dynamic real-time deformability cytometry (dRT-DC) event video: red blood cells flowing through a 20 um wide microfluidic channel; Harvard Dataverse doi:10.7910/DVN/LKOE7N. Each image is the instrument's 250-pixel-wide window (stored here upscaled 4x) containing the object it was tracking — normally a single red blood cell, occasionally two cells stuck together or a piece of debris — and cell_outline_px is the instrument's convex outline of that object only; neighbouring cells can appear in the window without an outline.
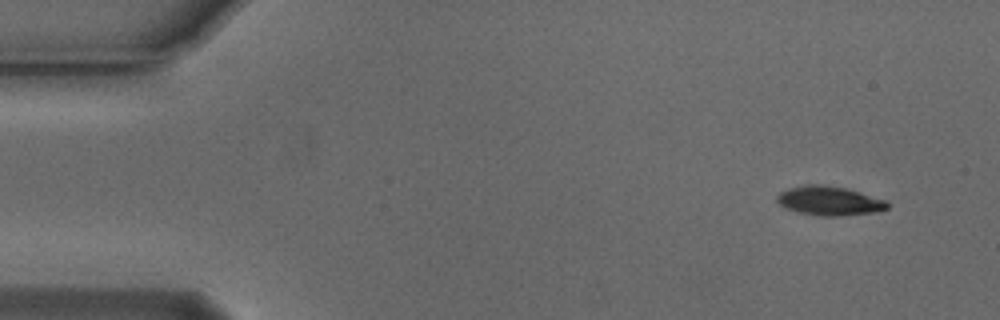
{"species": "Egyptian fruit bat (a non-hibernating species)", "species_latin": "Rousettus aegyptiacus", "temperature_condition": "cold", "stored_images_in_passage": 26, "camera_frame_rate_fps": 3000, "um_per_image_px": 0.085, "animal": {"sex": "male"}, "frame": {"image": 1, "passage_image": 1, "time_ms": 0.0, "image_size_px": [1000, 320], "cell_outline_px": [[888, 208], [876, 212], [840, 216], [824, 216], [800, 212], [788, 208], [780, 204], [776, 200], [776, 196], [780, 192], [788, 188], [808, 184], [824, 184], [848, 188], [884, 200], [888, 204]], "centroid_in_image_um": [70.49, 17.05], "position_along_channel_um": 14.5, "area_um2": 18.61}}
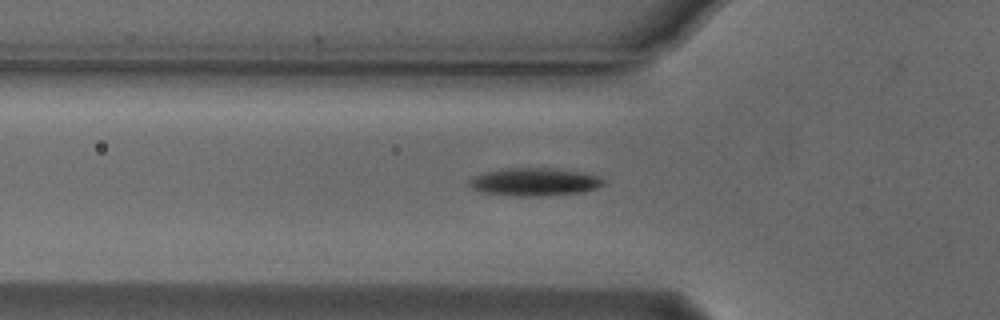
{"frame": {"image": 2, "passage_image": 15, "time_ms": 4.667, "image_size_px": [1000, 320], "cell_outline_px": [[604, 184], [596, 188], [584, 192], [536, 196], [512, 196], [484, 192], [468, 184], [468, 180], [472, 176], [484, 172], [508, 168], [556, 168], [584, 172], [600, 176], [604, 180]], "centroid_in_image_um": [45.47, 15.45], "position_along_channel_um": 80.3, "area_um2": 21.85}}
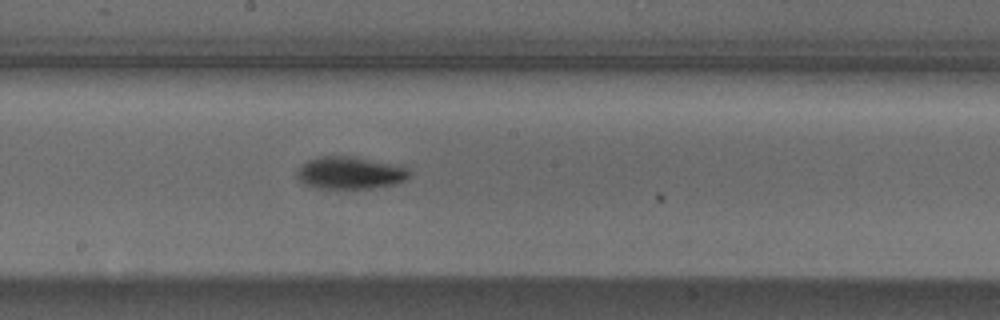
{"frame": {"image": 3, "passage_image": 26, "time_ms": 8.333, "image_size_px": [1000, 320], "cell_outline_px": [[412, 176], [404, 180], [392, 184], [372, 188], [316, 188], [304, 184], [296, 176], [296, 172], [300, 164], [308, 160], [320, 156], [356, 156], [404, 164], [412, 172]], "centroid_in_image_um": [29.81, 14.66], "position_along_channel_um": 218.4, "area_um2": 21.85}}